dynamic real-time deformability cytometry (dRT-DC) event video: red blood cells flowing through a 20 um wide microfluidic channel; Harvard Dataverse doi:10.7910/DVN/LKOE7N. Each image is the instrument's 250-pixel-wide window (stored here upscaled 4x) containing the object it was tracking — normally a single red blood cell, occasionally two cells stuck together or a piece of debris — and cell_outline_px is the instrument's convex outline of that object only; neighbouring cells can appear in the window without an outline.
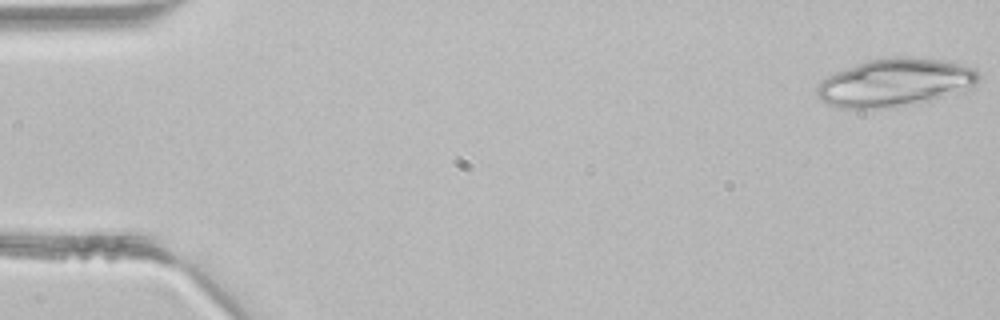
{"species": "common noctule bat (a hibernating species)", "species_latin": "Nyctalus noctula", "temperature_condition": "room temperature", "stored_images_in_passage": 44, "camera_frame_rate_fps": 3000, "um_per_image_px": 0.085, "animal": {"sex": "male", "body_mass_g": 21.5, "forearm_length_mm": 52.0}, "frame": {"image": 1, "passage_image": 1, "time_ms": 0.0, "image_size_px": [1000, 320], "cell_outline_px": [[980, 80], [976, 88], [964, 92], [916, 104], [896, 108], [840, 108], [828, 104], [820, 100], [816, 96], [816, 88], [828, 76], [836, 72], [868, 60], [888, 56], [916, 56], [948, 60], [976, 68], [980, 76]], "centroid_in_image_um": [76.19, 7.01], "position_along_channel_um": 8.8, "area_um2": 46.36}}